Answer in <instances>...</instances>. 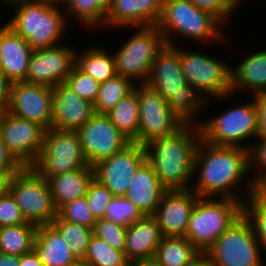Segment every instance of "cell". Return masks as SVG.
<instances>
[{
    "instance_id": "cell-1",
    "label": "cell",
    "mask_w": 266,
    "mask_h": 266,
    "mask_svg": "<svg viewBox=\"0 0 266 266\" xmlns=\"http://www.w3.org/2000/svg\"><path fill=\"white\" fill-rule=\"evenodd\" d=\"M256 189L249 172L248 149L214 146L202 139L198 142L191 190L199 197L244 202Z\"/></svg>"
},
{
    "instance_id": "cell-2",
    "label": "cell",
    "mask_w": 266,
    "mask_h": 266,
    "mask_svg": "<svg viewBox=\"0 0 266 266\" xmlns=\"http://www.w3.org/2000/svg\"><path fill=\"white\" fill-rule=\"evenodd\" d=\"M145 85L168 102L170 111L184 125L199 126L203 113L214 105L187 83L176 46L165 44L158 51Z\"/></svg>"
},
{
    "instance_id": "cell-3",
    "label": "cell",
    "mask_w": 266,
    "mask_h": 266,
    "mask_svg": "<svg viewBox=\"0 0 266 266\" xmlns=\"http://www.w3.org/2000/svg\"><path fill=\"white\" fill-rule=\"evenodd\" d=\"M200 140L199 126L183 125L174 134L144 145L146 160L166 190L191 189L195 151Z\"/></svg>"
},
{
    "instance_id": "cell-4",
    "label": "cell",
    "mask_w": 266,
    "mask_h": 266,
    "mask_svg": "<svg viewBox=\"0 0 266 266\" xmlns=\"http://www.w3.org/2000/svg\"><path fill=\"white\" fill-rule=\"evenodd\" d=\"M222 26L227 27L212 12L198 8L190 0H164L162 12L156 24L165 44L172 46L182 44L177 41V38H181L179 40L185 43L187 39H191L187 42L197 41L196 44L201 45L224 44L226 46L227 41L231 42V36H228L227 31H223Z\"/></svg>"
},
{
    "instance_id": "cell-5",
    "label": "cell",
    "mask_w": 266,
    "mask_h": 266,
    "mask_svg": "<svg viewBox=\"0 0 266 266\" xmlns=\"http://www.w3.org/2000/svg\"><path fill=\"white\" fill-rule=\"evenodd\" d=\"M7 6L13 9V15L10 14L5 24L25 39L32 49L50 48L68 42L64 40L70 29L62 10L64 8L42 0H16Z\"/></svg>"
},
{
    "instance_id": "cell-6",
    "label": "cell",
    "mask_w": 266,
    "mask_h": 266,
    "mask_svg": "<svg viewBox=\"0 0 266 266\" xmlns=\"http://www.w3.org/2000/svg\"><path fill=\"white\" fill-rule=\"evenodd\" d=\"M234 97L236 98L237 95L229 94L207 100L219 103L218 105H221L220 102L224 103V105L225 103L229 105L231 102L232 105L224 108L225 110L222 108V112L210 117L209 120L208 118L205 120L207 116L202 117L199 125L201 139L214 146L249 149L253 141L257 139V108L253 97H250V100L249 98L244 99L245 102L243 101V103L240 102L239 104L237 102L232 103V98Z\"/></svg>"
},
{
    "instance_id": "cell-7",
    "label": "cell",
    "mask_w": 266,
    "mask_h": 266,
    "mask_svg": "<svg viewBox=\"0 0 266 266\" xmlns=\"http://www.w3.org/2000/svg\"><path fill=\"white\" fill-rule=\"evenodd\" d=\"M243 201L200 197L192 210L185 237L206 253L243 216Z\"/></svg>"
},
{
    "instance_id": "cell-8",
    "label": "cell",
    "mask_w": 266,
    "mask_h": 266,
    "mask_svg": "<svg viewBox=\"0 0 266 266\" xmlns=\"http://www.w3.org/2000/svg\"><path fill=\"white\" fill-rule=\"evenodd\" d=\"M176 47L180 51L187 83L196 88L206 100L232 94L231 61L227 62L221 56L217 58L204 50L193 51L189 43Z\"/></svg>"
},
{
    "instance_id": "cell-9",
    "label": "cell",
    "mask_w": 266,
    "mask_h": 266,
    "mask_svg": "<svg viewBox=\"0 0 266 266\" xmlns=\"http://www.w3.org/2000/svg\"><path fill=\"white\" fill-rule=\"evenodd\" d=\"M122 29L134 32L112 52L116 73L136 85L145 84L158 51L165 45L163 35L156 26Z\"/></svg>"
},
{
    "instance_id": "cell-10",
    "label": "cell",
    "mask_w": 266,
    "mask_h": 266,
    "mask_svg": "<svg viewBox=\"0 0 266 266\" xmlns=\"http://www.w3.org/2000/svg\"><path fill=\"white\" fill-rule=\"evenodd\" d=\"M9 192L27 222L46 225L57 217L48 181L31 166H24L11 177Z\"/></svg>"
},
{
    "instance_id": "cell-11",
    "label": "cell",
    "mask_w": 266,
    "mask_h": 266,
    "mask_svg": "<svg viewBox=\"0 0 266 266\" xmlns=\"http://www.w3.org/2000/svg\"><path fill=\"white\" fill-rule=\"evenodd\" d=\"M41 177L48 180L89 166L84 156L77 131L49 128L45 131L43 147L30 165Z\"/></svg>"
},
{
    "instance_id": "cell-12",
    "label": "cell",
    "mask_w": 266,
    "mask_h": 266,
    "mask_svg": "<svg viewBox=\"0 0 266 266\" xmlns=\"http://www.w3.org/2000/svg\"><path fill=\"white\" fill-rule=\"evenodd\" d=\"M206 253L214 266H266L260 243L244 215Z\"/></svg>"
},
{
    "instance_id": "cell-13",
    "label": "cell",
    "mask_w": 266,
    "mask_h": 266,
    "mask_svg": "<svg viewBox=\"0 0 266 266\" xmlns=\"http://www.w3.org/2000/svg\"><path fill=\"white\" fill-rule=\"evenodd\" d=\"M139 101L137 143L174 134L184 124L170 111L168 102L145 84L136 85Z\"/></svg>"
},
{
    "instance_id": "cell-14",
    "label": "cell",
    "mask_w": 266,
    "mask_h": 266,
    "mask_svg": "<svg viewBox=\"0 0 266 266\" xmlns=\"http://www.w3.org/2000/svg\"><path fill=\"white\" fill-rule=\"evenodd\" d=\"M77 133L84 156L91 167L110 158L130 143L106 114L95 113Z\"/></svg>"
},
{
    "instance_id": "cell-15",
    "label": "cell",
    "mask_w": 266,
    "mask_h": 266,
    "mask_svg": "<svg viewBox=\"0 0 266 266\" xmlns=\"http://www.w3.org/2000/svg\"><path fill=\"white\" fill-rule=\"evenodd\" d=\"M77 47L64 42L50 48L33 49L26 82L50 87L64 83L75 65Z\"/></svg>"
},
{
    "instance_id": "cell-16",
    "label": "cell",
    "mask_w": 266,
    "mask_h": 266,
    "mask_svg": "<svg viewBox=\"0 0 266 266\" xmlns=\"http://www.w3.org/2000/svg\"><path fill=\"white\" fill-rule=\"evenodd\" d=\"M45 131L38 123L18 118L7 111L0 112L1 138L24 166H30L37 159Z\"/></svg>"
},
{
    "instance_id": "cell-17",
    "label": "cell",
    "mask_w": 266,
    "mask_h": 266,
    "mask_svg": "<svg viewBox=\"0 0 266 266\" xmlns=\"http://www.w3.org/2000/svg\"><path fill=\"white\" fill-rule=\"evenodd\" d=\"M146 160L145 147L130 142L121 151L95 165V179L103 184L114 196H125L130 177Z\"/></svg>"
},
{
    "instance_id": "cell-18",
    "label": "cell",
    "mask_w": 266,
    "mask_h": 266,
    "mask_svg": "<svg viewBox=\"0 0 266 266\" xmlns=\"http://www.w3.org/2000/svg\"><path fill=\"white\" fill-rule=\"evenodd\" d=\"M52 87L26 81L11 83L7 112L46 130L51 128Z\"/></svg>"
},
{
    "instance_id": "cell-19",
    "label": "cell",
    "mask_w": 266,
    "mask_h": 266,
    "mask_svg": "<svg viewBox=\"0 0 266 266\" xmlns=\"http://www.w3.org/2000/svg\"><path fill=\"white\" fill-rule=\"evenodd\" d=\"M200 197L191 189L167 190L152 215L163 237H185L192 210Z\"/></svg>"
},
{
    "instance_id": "cell-20",
    "label": "cell",
    "mask_w": 266,
    "mask_h": 266,
    "mask_svg": "<svg viewBox=\"0 0 266 266\" xmlns=\"http://www.w3.org/2000/svg\"><path fill=\"white\" fill-rule=\"evenodd\" d=\"M51 128L77 131L94 114V104L79 97L65 83L52 87Z\"/></svg>"
},
{
    "instance_id": "cell-21",
    "label": "cell",
    "mask_w": 266,
    "mask_h": 266,
    "mask_svg": "<svg viewBox=\"0 0 266 266\" xmlns=\"http://www.w3.org/2000/svg\"><path fill=\"white\" fill-rule=\"evenodd\" d=\"M163 4L164 0H112L105 17V28L156 26Z\"/></svg>"
},
{
    "instance_id": "cell-22",
    "label": "cell",
    "mask_w": 266,
    "mask_h": 266,
    "mask_svg": "<svg viewBox=\"0 0 266 266\" xmlns=\"http://www.w3.org/2000/svg\"><path fill=\"white\" fill-rule=\"evenodd\" d=\"M33 49L7 24L0 26V69L11 83L26 81Z\"/></svg>"
},
{
    "instance_id": "cell-23",
    "label": "cell",
    "mask_w": 266,
    "mask_h": 266,
    "mask_svg": "<svg viewBox=\"0 0 266 266\" xmlns=\"http://www.w3.org/2000/svg\"><path fill=\"white\" fill-rule=\"evenodd\" d=\"M258 50L243 54L237 65L231 64L232 94H266V48Z\"/></svg>"
},
{
    "instance_id": "cell-24",
    "label": "cell",
    "mask_w": 266,
    "mask_h": 266,
    "mask_svg": "<svg viewBox=\"0 0 266 266\" xmlns=\"http://www.w3.org/2000/svg\"><path fill=\"white\" fill-rule=\"evenodd\" d=\"M162 238L157 220L152 215H145L127 227L124 254L131 264L150 261Z\"/></svg>"
},
{
    "instance_id": "cell-25",
    "label": "cell",
    "mask_w": 266,
    "mask_h": 266,
    "mask_svg": "<svg viewBox=\"0 0 266 266\" xmlns=\"http://www.w3.org/2000/svg\"><path fill=\"white\" fill-rule=\"evenodd\" d=\"M129 184L124 197L139 208L144 215H153L167 190L160 184L153 167L147 160L130 177Z\"/></svg>"
},
{
    "instance_id": "cell-26",
    "label": "cell",
    "mask_w": 266,
    "mask_h": 266,
    "mask_svg": "<svg viewBox=\"0 0 266 266\" xmlns=\"http://www.w3.org/2000/svg\"><path fill=\"white\" fill-rule=\"evenodd\" d=\"M94 178V168L91 166L50 177L47 181L56 209L58 210L67 202L86 196L88 187Z\"/></svg>"
},
{
    "instance_id": "cell-27",
    "label": "cell",
    "mask_w": 266,
    "mask_h": 266,
    "mask_svg": "<svg viewBox=\"0 0 266 266\" xmlns=\"http://www.w3.org/2000/svg\"><path fill=\"white\" fill-rule=\"evenodd\" d=\"M34 249L43 266H68L77 261L66 241L50 225H38Z\"/></svg>"
},
{
    "instance_id": "cell-28",
    "label": "cell",
    "mask_w": 266,
    "mask_h": 266,
    "mask_svg": "<svg viewBox=\"0 0 266 266\" xmlns=\"http://www.w3.org/2000/svg\"><path fill=\"white\" fill-rule=\"evenodd\" d=\"M90 44L79 52L76 50L75 65L84 73L92 76L98 83L114 77L116 73L115 58L111 48L105 45ZM105 46V47H104Z\"/></svg>"
},
{
    "instance_id": "cell-29",
    "label": "cell",
    "mask_w": 266,
    "mask_h": 266,
    "mask_svg": "<svg viewBox=\"0 0 266 266\" xmlns=\"http://www.w3.org/2000/svg\"><path fill=\"white\" fill-rule=\"evenodd\" d=\"M112 0H69L65 5V16L69 26L71 19H77L76 23L89 30L105 27V17ZM67 7V8H66ZM73 17V18H70ZM97 27V28H96ZM93 28V29H92Z\"/></svg>"
},
{
    "instance_id": "cell-30",
    "label": "cell",
    "mask_w": 266,
    "mask_h": 266,
    "mask_svg": "<svg viewBox=\"0 0 266 266\" xmlns=\"http://www.w3.org/2000/svg\"><path fill=\"white\" fill-rule=\"evenodd\" d=\"M199 253L186 237H163L152 260L159 266H187Z\"/></svg>"
},
{
    "instance_id": "cell-31",
    "label": "cell",
    "mask_w": 266,
    "mask_h": 266,
    "mask_svg": "<svg viewBox=\"0 0 266 266\" xmlns=\"http://www.w3.org/2000/svg\"><path fill=\"white\" fill-rule=\"evenodd\" d=\"M106 115L130 142L137 143L139 101L138 93L135 90L121 99Z\"/></svg>"
},
{
    "instance_id": "cell-32",
    "label": "cell",
    "mask_w": 266,
    "mask_h": 266,
    "mask_svg": "<svg viewBox=\"0 0 266 266\" xmlns=\"http://www.w3.org/2000/svg\"><path fill=\"white\" fill-rule=\"evenodd\" d=\"M37 225L27 222L21 225L0 227V252L22 256L34 248Z\"/></svg>"
},
{
    "instance_id": "cell-33",
    "label": "cell",
    "mask_w": 266,
    "mask_h": 266,
    "mask_svg": "<svg viewBox=\"0 0 266 266\" xmlns=\"http://www.w3.org/2000/svg\"><path fill=\"white\" fill-rule=\"evenodd\" d=\"M135 87L136 84L131 79L118 74L100 83L97 99L93 103L95 113H108L121 99L133 92Z\"/></svg>"
},
{
    "instance_id": "cell-34",
    "label": "cell",
    "mask_w": 266,
    "mask_h": 266,
    "mask_svg": "<svg viewBox=\"0 0 266 266\" xmlns=\"http://www.w3.org/2000/svg\"><path fill=\"white\" fill-rule=\"evenodd\" d=\"M50 225L66 241L69 249L77 260H84L91 236L92 228L73 223L67 220H61L58 216Z\"/></svg>"
},
{
    "instance_id": "cell-35",
    "label": "cell",
    "mask_w": 266,
    "mask_h": 266,
    "mask_svg": "<svg viewBox=\"0 0 266 266\" xmlns=\"http://www.w3.org/2000/svg\"><path fill=\"white\" fill-rule=\"evenodd\" d=\"M243 215L251 223L266 259V194L256 189L243 203Z\"/></svg>"
},
{
    "instance_id": "cell-36",
    "label": "cell",
    "mask_w": 266,
    "mask_h": 266,
    "mask_svg": "<svg viewBox=\"0 0 266 266\" xmlns=\"http://www.w3.org/2000/svg\"><path fill=\"white\" fill-rule=\"evenodd\" d=\"M90 266H130L124 252L111 247L104 240L91 236L87 254L84 258Z\"/></svg>"
},
{
    "instance_id": "cell-37",
    "label": "cell",
    "mask_w": 266,
    "mask_h": 266,
    "mask_svg": "<svg viewBox=\"0 0 266 266\" xmlns=\"http://www.w3.org/2000/svg\"><path fill=\"white\" fill-rule=\"evenodd\" d=\"M145 215L124 196H114L105 210L104 219L128 227L141 220Z\"/></svg>"
},
{
    "instance_id": "cell-38",
    "label": "cell",
    "mask_w": 266,
    "mask_h": 266,
    "mask_svg": "<svg viewBox=\"0 0 266 266\" xmlns=\"http://www.w3.org/2000/svg\"><path fill=\"white\" fill-rule=\"evenodd\" d=\"M57 216L61 220H67L92 229L96 222L85 196L62 205L57 210Z\"/></svg>"
},
{
    "instance_id": "cell-39",
    "label": "cell",
    "mask_w": 266,
    "mask_h": 266,
    "mask_svg": "<svg viewBox=\"0 0 266 266\" xmlns=\"http://www.w3.org/2000/svg\"><path fill=\"white\" fill-rule=\"evenodd\" d=\"M64 83L79 97L92 103L96 101L100 83L92 76L81 71L76 65L73 66Z\"/></svg>"
},
{
    "instance_id": "cell-40",
    "label": "cell",
    "mask_w": 266,
    "mask_h": 266,
    "mask_svg": "<svg viewBox=\"0 0 266 266\" xmlns=\"http://www.w3.org/2000/svg\"><path fill=\"white\" fill-rule=\"evenodd\" d=\"M248 151L251 180L259 189L266 182V138H257Z\"/></svg>"
},
{
    "instance_id": "cell-41",
    "label": "cell",
    "mask_w": 266,
    "mask_h": 266,
    "mask_svg": "<svg viewBox=\"0 0 266 266\" xmlns=\"http://www.w3.org/2000/svg\"><path fill=\"white\" fill-rule=\"evenodd\" d=\"M126 229V227L103 218L96 220L92 231L95 236L104 240L114 249L124 252Z\"/></svg>"
},
{
    "instance_id": "cell-42",
    "label": "cell",
    "mask_w": 266,
    "mask_h": 266,
    "mask_svg": "<svg viewBox=\"0 0 266 266\" xmlns=\"http://www.w3.org/2000/svg\"><path fill=\"white\" fill-rule=\"evenodd\" d=\"M85 197L94 218L98 220L104 218L105 210L114 195L94 178L88 187Z\"/></svg>"
},
{
    "instance_id": "cell-43",
    "label": "cell",
    "mask_w": 266,
    "mask_h": 266,
    "mask_svg": "<svg viewBox=\"0 0 266 266\" xmlns=\"http://www.w3.org/2000/svg\"><path fill=\"white\" fill-rule=\"evenodd\" d=\"M198 8L216 15L225 25L231 22L234 13L245 3V0H190Z\"/></svg>"
},
{
    "instance_id": "cell-44",
    "label": "cell",
    "mask_w": 266,
    "mask_h": 266,
    "mask_svg": "<svg viewBox=\"0 0 266 266\" xmlns=\"http://www.w3.org/2000/svg\"><path fill=\"white\" fill-rule=\"evenodd\" d=\"M27 223L23 217L20 207L8 191L0 196V227L10 225H21Z\"/></svg>"
},
{
    "instance_id": "cell-45",
    "label": "cell",
    "mask_w": 266,
    "mask_h": 266,
    "mask_svg": "<svg viewBox=\"0 0 266 266\" xmlns=\"http://www.w3.org/2000/svg\"><path fill=\"white\" fill-rule=\"evenodd\" d=\"M23 167L24 165L8 149L0 135V171L7 172L12 177Z\"/></svg>"
},
{
    "instance_id": "cell-46",
    "label": "cell",
    "mask_w": 266,
    "mask_h": 266,
    "mask_svg": "<svg viewBox=\"0 0 266 266\" xmlns=\"http://www.w3.org/2000/svg\"><path fill=\"white\" fill-rule=\"evenodd\" d=\"M258 112L257 138H266V94L252 96Z\"/></svg>"
},
{
    "instance_id": "cell-47",
    "label": "cell",
    "mask_w": 266,
    "mask_h": 266,
    "mask_svg": "<svg viewBox=\"0 0 266 266\" xmlns=\"http://www.w3.org/2000/svg\"><path fill=\"white\" fill-rule=\"evenodd\" d=\"M11 82L0 69V112L6 111L9 105Z\"/></svg>"
},
{
    "instance_id": "cell-48",
    "label": "cell",
    "mask_w": 266,
    "mask_h": 266,
    "mask_svg": "<svg viewBox=\"0 0 266 266\" xmlns=\"http://www.w3.org/2000/svg\"><path fill=\"white\" fill-rule=\"evenodd\" d=\"M20 266H43L39 255L33 248L28 253L20 256Z\"/></svg>"
},
{
    "instance_id": "cell-49",
    "label": "cell",
    "mask_w": 266,
    "mask_h": 266,
    "mask_svg": "<svg viewBox=\"0 0 266 266\" xmlns=\"http://www.w3.org/2000/svg\"><path fill=\"white\" fill-rule=\"evenodd\" d=\"M187 266H214L207 253H199Z\"/></svg>"
},
{
    "instance_id": "cell-50",
    "label": "cell",
    "mask_w": 266,
    "mask_h": 266,
    "mask_svg": "<svg viewBox=\"0 0 266 266\" xmlns=\"http://www.w3.org/2000/svg\"><path fill=\"white\" fill-rule=\"evenodd\" d=\"M0 266H20V256L0 252Z\"/></svg>"
},
{
    "instance_id": "cell-51",
    "label": "cell",
    "mask_w": 266,
    "mask_h": 266,
    "mask_svg": "<svg viewBox=\"0 0 266 266\" xmlns=\"http://www.w3.org/2000/svg\"><path fill=\"white\" fill-rule=\"evenodd\" d=\"M11 176L7 172L0 171V196L9 191V183Z\"/></svg>"
},
{
    "instance_id": "cell-52",
    "label": "cell",
    "mask_w": 266,
    "mask_h": 266,
    "mask_svg": "<svg viewBox=\"0 0 266 266\" xmlns=\"http://www.w3.org/2000/svg\"><path fill=\"white\" fill-rule=\"evenodd\" d=\"M42 1H45L49 5H52V6H59V7H63L64 8L69 0H42Z\"/></svg>"
},
{
    "instance_id": "cell-53",
    "label": "cell",
    "mask_w": 266,
    "mask_h": 266,
    "mask_svg": "<svg viewBox=\"0 0 266 266\" xmlns=\"http://www.w3.org/2000/svg\"><path fill=\"white\" fill-rule=\"evenodd\" d=\"M130 266H159L153 260L150 261H139L132 263Z\"/></svg>"
},
{
    "instance_id": "cell-54",
    "label": "cell",
    "mask_w": 266,
    "mask_h": 266,
    "mask_svg": "<svg viewBox=\"0 0 266 266\" xmlns=\"http://www.w3.org/2000/svg\"><path fill=\"white\" fill-rule=\"evenodd\" d=\"M68 266H90L87 262H85L84 260H77L76 262H74L73 264H70Z\"/></svg>"
},
{
    "instance_id": "cell-55",
    "label": "cell",
    "mask_w": 266,
    "mask_h": 266,
    "mask_svg": "<svg viewBox=\"0 0 266 266\" xmlns=\"http://www.w3.org/2000/svg\"><path fill=\"white\" fill-rule=\"evenodd\" d=\"M16 0H0V3L3 4V7H5L8 3L13 2Z\"/></svg>"
},
{
    "instance_id": "cell-56",
    "label": "cell",
    "mask_w": 266,
    "mask_h": 266,
    "mask_svg": "<svg viewBox=\"0 0 266 266\" xmlns=\"http://www.w3.org/2000/svg\"><path fill=\"white\" fill-rule=\"evenodd\" d=\"M259 189L266 194V182Z\"/></svg>"
}]
</instances>
